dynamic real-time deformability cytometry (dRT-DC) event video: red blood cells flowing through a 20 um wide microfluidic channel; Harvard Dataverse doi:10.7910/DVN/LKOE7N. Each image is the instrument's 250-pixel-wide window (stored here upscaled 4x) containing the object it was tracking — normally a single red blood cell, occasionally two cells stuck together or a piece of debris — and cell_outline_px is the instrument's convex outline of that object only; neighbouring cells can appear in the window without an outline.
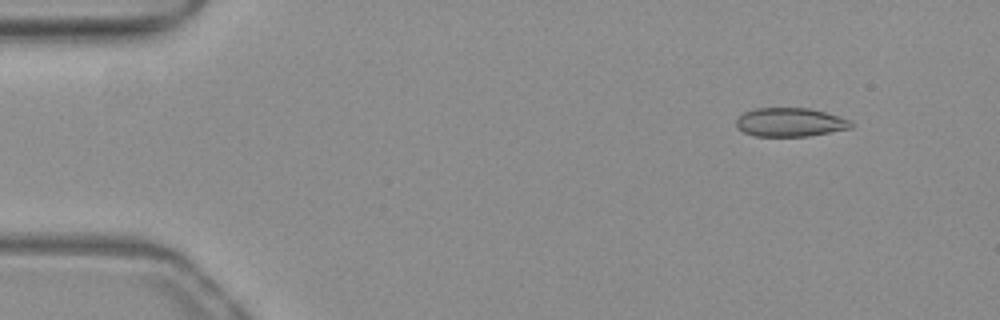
{"species": "common noctule bat (a hibernating species)", "species_latin": "Nyctalus noctula", "temperature_condition": "warm", "stored_images_in_passage": 48, "camera_frame_rate_fps": 3000, "um_per_image_px": 0.085, "animal": {"sex": "female", "body_mass_g": 19.3, "forearm_length_mm": 54.1}, "frame": {"image": 1, "passage_image": 1, "time_ms": 0.0, "image_size_px": [1000, 320], "cell_outline_px": [[852, 128], [808, 136], [756, 136], [744, 132], [736, 128], [736, 120], [744, 112], [752, 108], [808, 108], [824, 112], [852, 120]], "centroid_in_image_um": [67.14, 10.39], "position_along_channel_um": 17.9, "area_um2": 19.25}}
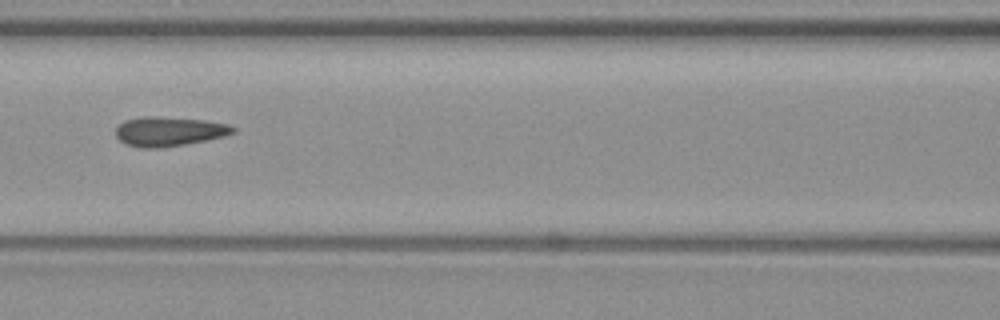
{"frame": {"image": 2, "passage_image": 19, "time_ms": 6.0, "image_size_px": [1000, 320], "cell_outline_px": [[236, 132], [224, 136], [208, 140], [160, 148], [140, 148], [124, 144], [116, 136], [116, 128], [124, 120], [144, 116], [152, 116], [204, 120], [228, 124], [236, 128]], "centroid_in_image_um": [14.36, 11.18], "position_along_channel_um": 152.2, "area_um2": 20.17}}
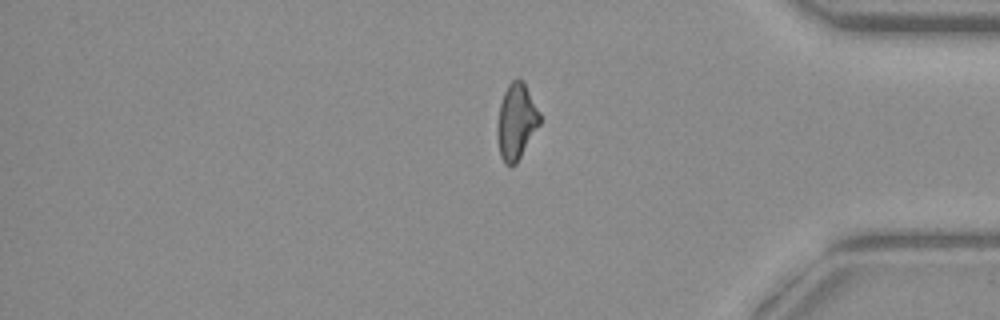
{"frame": {"image": 3, "passage_image": 39, "time_ms": 12.667, "image_size_px": [1000, 320], "cell_outline_px": [[540, 124], [516, 164], [512, 168], [504, 164], [500, 156], [496, 132], [496, 128], [500, 104], [504, 92], [508, 84], [516, 76], [524, 80], [540, 112]], "centroid_in_image_um": [43.88, 10.32], "position_along_channel_um": 391.3, "area_um2": 19.19}, "authors_computed_cell_mechanics": {"area_um2": 19.5364, "velocity_mm_per_s": 3.9483, "shape_relaxation_time_tau1_ms": 8.4873, "shape_relaxation_time_tau2_ms": 1.0584, "deformation_change_tau1": 0.2006, "deformation_change_tau2": 0.0788}}